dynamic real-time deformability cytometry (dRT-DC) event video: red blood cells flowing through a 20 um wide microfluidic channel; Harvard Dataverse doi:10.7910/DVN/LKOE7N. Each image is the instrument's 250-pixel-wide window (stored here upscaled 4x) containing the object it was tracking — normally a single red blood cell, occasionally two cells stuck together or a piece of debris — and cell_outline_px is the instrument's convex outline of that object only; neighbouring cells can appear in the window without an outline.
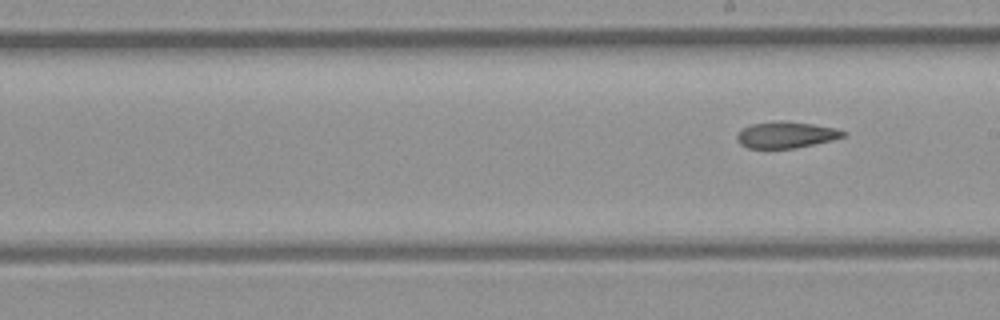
{"species": "common noctule bat (a hibernating species)", "species_latin": "Nyctalus noctula", "temperature_condition": "room temperature", "stored_images_in_passage": 9, "segment_of_instrument_passage": [2, 2], "camera_frame_rate_fps": 3000, "um_per_image_px": 0.085, "animal": {"sex": "female", "body_mass_g": 21.9}, "frame": {"image": 1, "passage_image": 9, "time_ms": 9.667, "image_size_px": [1000, 320], "cell_outline_px": [[848, 136], [832, 140], [796, 148], [748, 148], [740, 144], [736, 140], [736, 132], [752, 124], [780, 120], [784, 120], [812, 124], [836, 128], [848, 132]], "centroid_in_image_um": [66.83, 11.46], "position_along_channel_um": 222.2, "area_um2": 16.53}}